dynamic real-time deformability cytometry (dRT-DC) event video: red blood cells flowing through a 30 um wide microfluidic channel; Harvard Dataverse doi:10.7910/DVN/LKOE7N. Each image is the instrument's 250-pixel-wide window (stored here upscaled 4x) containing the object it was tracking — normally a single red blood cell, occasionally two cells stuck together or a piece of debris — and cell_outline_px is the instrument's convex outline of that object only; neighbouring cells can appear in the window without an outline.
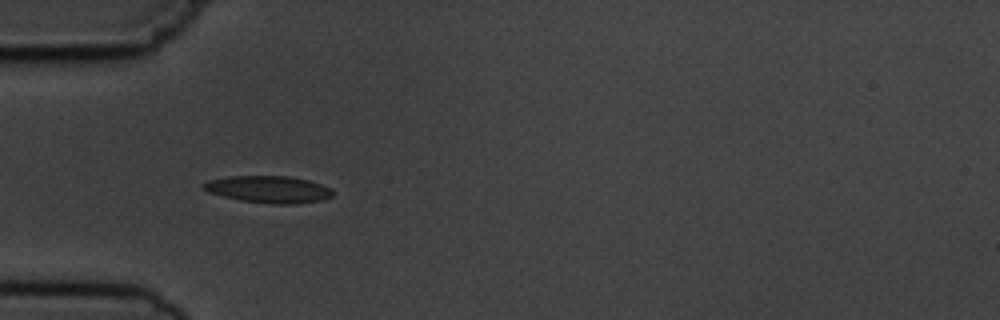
{"species": "common noctule bat (a hibernating species)", "species_latin": "Nyctalus noctula", "temperature_condition": "cold", "stored_images_in_passage": 4, "camera_frame_rate_fps": 3000, "um_per_image_px": 0.085, "animal": {"sex": "male", "body_mass_g": 19.5, "forearm_length_mm": 54.6}, "frame": {"image": 1, "passage_image": 1, "time_ms": 0.0, "image_size_px": [1000, 320], "cell_outline_px": [[332, 196], [324, 200], [292, 204], [272, 204], [240, 200], [208, 192], [204, 188], [204, 184], [208, 180], [228, 176], [288, 176], [308, 180], [332, 188]], "centroid_in_image_um": [22.86, 16.09], "position_along_channel_um": 62.1, "area_um2": 20.23}}
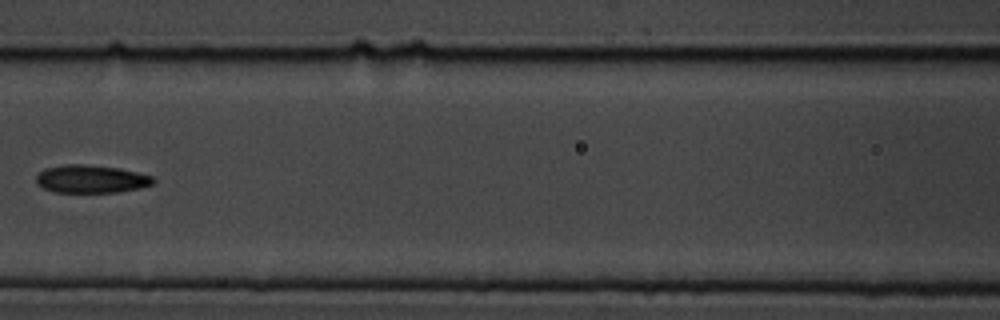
{"frame": {"image": 2, "passage_image": 3, "time_ms": 2.667, "image_size_px": [1000, 320], "cell_outline_px": [[156, 180], [152, 184], [140, 188], [120, 192], [56, 192], [44, 188], [36, 184], [36, 176], [44, 168], [64, 164], [88, 164], [120, 168], [152, 176]], "centroid_in_image_um": [7.74, 15.2], "position_along_channel_um": 158.9, "area_um2": 19.19}}
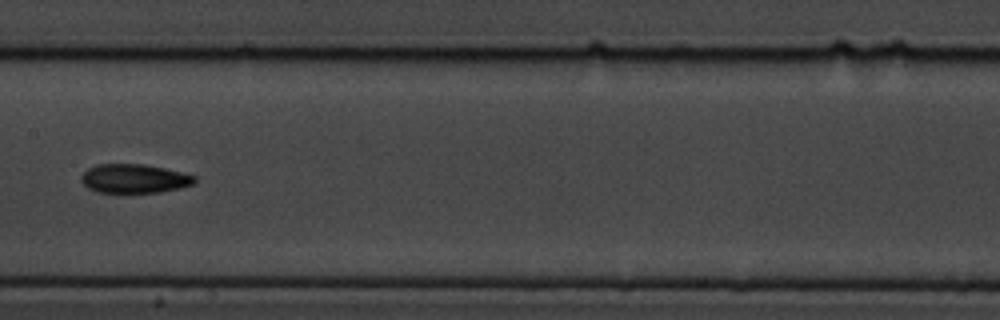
{"frame": {"image": 3, "passage_image": 4, "time_ms": 3.667, "image_size_px": [1000, 320], "cell_outline_px": [[196, 180], [192, 184], [180, 188], [160, 192], [96, 192], [88, 188], [80, 180], [80, 176], [88, 168], [96, 164], [144, 164], [164, 168], [196, 176]], "centroid_in_image_um": [11.38, 15.17], "position_along_channel_um": 196.0, "area_um2": 19.07}}